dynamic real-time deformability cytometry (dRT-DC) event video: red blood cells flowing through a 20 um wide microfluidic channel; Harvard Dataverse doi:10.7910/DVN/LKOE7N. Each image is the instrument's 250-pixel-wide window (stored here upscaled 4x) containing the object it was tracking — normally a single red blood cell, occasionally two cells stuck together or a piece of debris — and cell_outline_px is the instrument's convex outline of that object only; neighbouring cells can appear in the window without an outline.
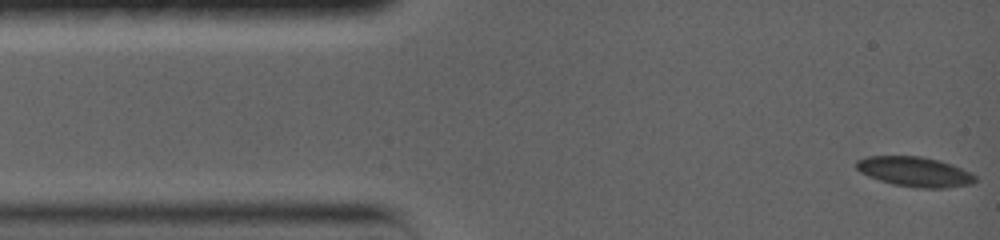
{"species": "common noctule bat (a hibernating species)", "species_latin": "Nyctalus noctula", "temperature_condition": "warm", "stored_images_in_passage": 31, "camera_frame_rate_fps": 5000, "um_per_image_px": 0.085, "animal": {"sex": "female", "body_mass_g": 19.0, "forearm_length_mm": 56.7}, "frame": {"image": 1, "passage_image": 1, "time_ms": 0.0, "image_size_px": [1000, 240], "cell_outline_px": [[976, 180], [972, 184], [944, 188], [916, 188], [892, 184], [868, 176], [860, 172], [856, 168], [856, 160], [868, 156], [920, 156], [940, 160], [952, 164], [976, 176]], "centroid_in_image_um": [77.74, 14.6], "position_along_channel_um": 7.3, "area_um2": 20.69}}
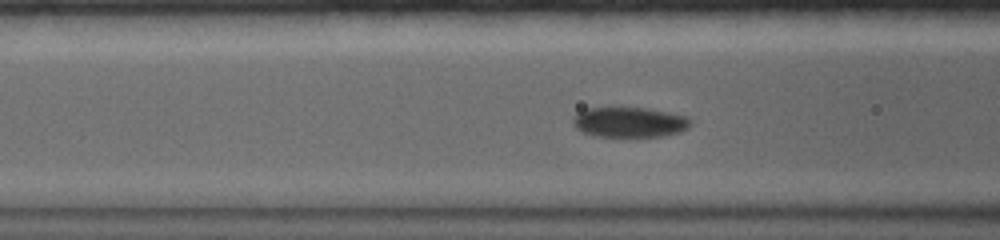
{"frame": {"image": 2, "passage_image": 17, "time_ms": 5.2, "image_size_px": [1000, 240], "cell_outline_px": [[692, 124], [688, 128], [680, 132], [664, 136], [596, 136], [580, 132], [572, 124], [572, 120], [580, 112], [588, 108], [648, 108], [688, 116], [692, 120]], "centroid_in_image_um": [53.55, 10.39], "position_along_channel_um": 113.1, "area_um2": 20.69}}
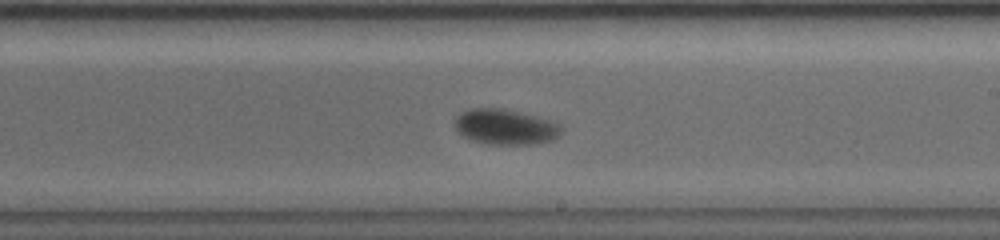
{"frame": {"image": 3, "passage_image": 31, "time_ms": 9.0, "image_size_px": [1000, 240], "cell_outline_px": [[564, 128], [552, 140], [532, 144], [488, 144], [472, 140], [464, 136], [456, 128], [456, 116], [460, 112], [468, 108], [500, 108], [536, 116], [560, 124]], "centroid_in_image_um": [42.94, 10.78], "position_along_channel_um": 246.1, "area_um2": 21.73}}